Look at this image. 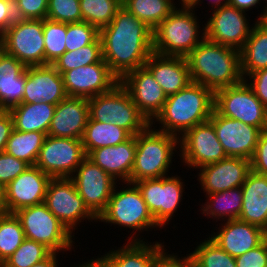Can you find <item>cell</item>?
Here are the masks:
<instances>
[{"instance_id":"1","label":"cell","mask_w":267,"mask_h":267,"mask_svg":"<svg viewBox=\"0 0 267 267\" xmlns=\"http://www.w3.org/2000/svg\"><path fill=\"white\" fill-rule=\"evenodd\" d=\"M102 58L120 80L144 66L153 53V29L121 6L113 20L100 30Z\"/></svg>"},{"instance_id":"2","label":"cell","mask_w":267,"mask_h":267,"mask_svg":"<svg viewBox=\"0 0 267 267\" xmlns=\"http://www.w3.org/2000/svg\"><path fill=\"white\" fill-rule=\"evenodd\" d=\"M186 59L192 82L202 84L213 92L236 85L243 80L240 51L207 38H204Z\"/></svg>"},{"instance_id":"3","label":"cell","mask_w":267,"mask_h":267,"mask_svg":"<svg viewBox=\"0 0 267 267\" xmlns=\"http://www.w3.org/2000/svg\"><path fill=\"white\" fill-rule=\"evenodd\" d=\"M214 110V92L191 82L176 94L168 96L162 111L151 125L159 124L161 132L180 138L187 130L208 121Z\"/></svg>"},{"instance_id":"4","label":"cell","mask_w":267,"mask_h":267,"mask_svg":"<svg viewBox=\"0 0 267 267\" xmlns=\"http://www.w3.org/2000/svg\"><path fill=\"white\" fill-rule=\"evenodd\" d=\"M154 127V128H152ZM149 125L136 135L135 162L130 176V183L143 179L168 176L174 154L179 148V138L175 135L156 130ZM175 151V152H174Z\"/></svg>"},{"instance_id":"5","label":"cell","mask_w":267,"mask_h":267,"mask_svg":"<svg viewBox=\"0 0 267 267\" xmlns=\"http://www.w3.org/2000/svg\"><path fill=\"white\" fill-rule=\"evenodd\" d=\"M124 184H121L120 190L117 188L118 184L115 186L106 209L98 216L97 221L111 224V226L112 224L118 225V228L132 229L134 234L131 233L127 241H144V238L141 239L143 237L140 236L141 232L147 231L148 233L153 228L161 227L149 212L137 185L130 182H124Z\"/></svg>"},{"instance_id":"6","label":"cell","mask_w":267,"mask_h":267,"mask_svg":"<svg viewBox=\"0 0 267 267\" xmlns=\"http://www.w3.org/2000/svg\"><path fill=\"white\" fill-rule=\"evenodd\" d=\"M195 11L192 8L176 7L153 30V52L164 56L186 57L205 38V25L202 24L201 30Z\"/></svg>"},{"instance_id":"7","label":"cell","mask_w":267,"mask_h":267,"mask_svg":"<svg viewBox=\"0 0 267 267\" xmlns=\"http://www.w3.org/2000/svg\"><path fill=\"white\" fill-rule=\"evenodd\" d=\"M88 103L89 117L92 120L114 123L131 136L143 132L151 124L120 82L109 92L88 99Z\"/></svg>"},{"instance_id":"8","label":"cell","mask_w":267,"mask_h":267,"mask_svg":"<svg viewBox=\"0 0 267 267\" xmlns=\"http://www.w3.org/2000/svg\"><path fill=\"white\" fill-rule=\"evenodd\" d=\"M20 220L25 238L44 244L54 253L72 251L74 235L42 203L14 213ZM73 239V240H72Z\"/></svg>"},{"instance_id":"9","label":"cell","mask_w":267,"mask_h":267,"mask_svg":"<svg viewBox=\"0 0 267 267\" xmlns=\"http://www.w3.org/2000/svg\"><path fill=\"white\" fill-rule=\"evenodd\" d=\"M214 109L220 115L258 127L260 130L267 128V108L245 80L215 91Z\"/></svg>"},{"instance_id":"10","label":"cell","mask_w":267,"mask_h":267,"mask_svg":"<svg viewBox=\"0 0 267 267\" xmlns=\"http://www.w3.org/2000/svg\"><path fill=\"white\" fill-rule=\"evenodd\" d=\"M44 204L74 236L73 231L78 230L80 223L85 219L98 222L97 217L88 209L78 194L71 178H51Z\"/></svg>"},{"instance_id":"11","label":"cell","mask_w":267,"mask_h":267,"mask_svg":"<svg viewBox=\"0 0 267 267\" xmlns=\"http://www.w3.org/2000/svg\"><path fill=\"white\" fill-rule=\"evenodd\" d=\"M4 52L26 67L45 65L43 20L16 19L3 33Z\"/></svg>"},{"instance_id":"12","label":"cell","mask_w":267,"mask_h":267,"mask_svg":"<svg viewBox=\"0 0 267 267\" xmlns=\"http://www.w3.org/2000/svg\"><path fill=\"white\" fill-rule=\"evenodd\" d=\"M178 176L143 179L135 182L156 223L162 227L169 224L182 202L185 184Z\"/></svg>"},{"instance_id":"13","label":"cell","mask_w":267,"mask_h":267,"mask_svg":"<svg viewBox=\"0 0 267 267\" xmlns=\"http://www.w3.org/2000/svg\"><path fill=\"white\" fill-rule=\"evenodd\" d=\"M85 158L81 139L47 135L34 166L51 178H70Z\"/></svg>"},{"instance_id":"14","label":"cell","mask_w":267,"mask_h":267,"mask_svg":"<svg viewBox=\"0 0 267 267\" xmlns=\"http://www.w3.org/2000/svg\"><path fill=\"white\" fill-rule=\"evenodd\" d=\"M178 150L183 165L195 170L227 158L209 120L187 130L179 138Z\"/></svg>"},{"instance_id":"15","label":"cell","mask_w":267,"mask_h":267,"mask_svg":"<svg viewBox=\"0 0 267 267\" xmlns=\"http://www.w3.org/2000/svg\"><path fill=\"white\" fill-rule=\"evenodd\" d=\"M246 15V12L229 4L213 9L204 23L205 38L240 51L253 27Z\"/></svg>"},{"instance_id":"16","label":"cell","mask_w":267,"mask_h":267,"mask_svg":"<svg viewBox=\"0 0 267 267\" xmlns=\"http://www.w3.org/2000/svg\"><path fill=\"white\" fill-rule=\"evenodd\" d=\"M70 178L85 205L98 218L106 209L118 181L87 157Z\"/></svg>"},{"instance_id":"17","label":"cell","mask_w":267,"mask_h":267,"mask_svg":"<svg viewBox=\"0 0 267 267\" xmlns=\"http://www.w3.org/2000/svg\"><path fill=\"white\" fill-rule=\"evenodd\" d=\"M209 121L227 157L251 160L258 142L260 129L236 119L227 118L213 110Z\"/></svg>"},{"instance_id":"18","label":"cell","mask_w":267,"mask_h":267,"mask_svg":"<svg viewBox=\"0 0 267 267\" xmlns=\"http://www.w3.org/2000/svg\"><path fill=\"white\" fill-rule=\"evenodd\" d=\"M153 244V245H152ZM163 243L155 241H127L121 248L70 267H155L158 258L166 251Z\"/></svg>"},{"instance_id":"19","label":"cell","mask_w":267,"mask_h":267,"mask_svg":"<svg viewBox=\"0 0 267 267\" xmlns=\"http://www.w3.org/2000/svg\"><path fill=\"white\" fill-rule=\"evenodd\" d=\"M67 96L90 99L109 92L119 79L110 71L103 58L62 74Z\"/></svg>"},{"instance_id":"20","label":"cell","mask_w":267,"mask_h":267,"mask_svg":"<svg viewBox=\"0 0 267 267\" xmlns=\"http://www.w3.org/2000/svg\"><path fill=\"white\" fill-rule=\"evenodd\" d=\"M119 82L147 120L150 123L154 121L162 111L167 96L151 72L142 66L125 74Z\"/></svg>"},{"instance_id":"21","label":"cell","mask_w":267,"mask_h":267,"mask_svg":"<svg viewBox=\"0 0 267 267\" xmlns=\"http://www.w3.org/2000/svg\"><path fill=\"white\" fill-rule=\"evenodd\" d=\"M51 177L36 166H29L5 186V213L44 203Z\"/></svg>"},{"instance_id":"22","label":"cell","mask_w":267,"mask_h":267,"mask_svg":"<svg viewBox=\"0 0 267 267\" xmlns=\"http://www.w3.org/2000/svg\"><path fill=\"white\" fill-rule=\"evenodd\" d=\"M198 181L205 195L240 187L251 171L250 160L227 157L197 170Z\"/></svg>"},{"instance_id":"23","label":"cell","mask_w":267,"mask_h":267,"mask_svg":"<svg viewBox=\"0 0 267 267\" xmlns=\"http://www.w3.org/2000/svg\"><path fill=\"white\" fill-rule=\"evenodd\" d=\"M67 97L62 75L51 65L26 67L22 103L46 102L57 105Z\"/></svg>"},{"instance_id":"24","label":"cell","mask_w":267,"mask_h":267,"mask_svg":"<svg viewBox=\"0 0 267 267\" xmlns=\"http://www.w3.org/2000/svg\"><path fill=\"white\" fill-rule=\"evenodd\" d=\"M219 224L221 227L217 228V232L211 231L209 237L234 258L258 247L267 239L265 230L239 219Z\"/></svg>"},{"instance_id":"25","label":"cell","mask_w":267,"mask_h":267,"mask_svg":"<svg viewBox=\"0 0 267 267\" xmlns=\"http://www.w3.org/2000/svg\"><path fill=\"white\" fill-rule=\"evenodd\" d=\"M88 118V99L67 96L56 105L47 135L82 139Z\"/></svg>"},{"instance_id":"26","label":"cell","mask_w":267,"mask_h":267,"mask_svg":"<svg viewBox=\"0 0 267 267\" xmlns=\"http://www.w3.org/2000/svg\"><path fill=\"white\" fill-rule=\"evenodd\" d=\"M144 66L151 72L167 97L176 94L192 82L186 57L164 56L153 52Z\"/></svg>"},{"instance_id":"27","label":"cell","mask_w":267,"mask_h":267,"mask_svg":"<svg viewBox=\"0 0 267 267\" xmlns=\"http://www.w3.org/2000/svg\"><path fill=\"white\" fill-rule=\"evenodd\" d=\"M136 136L123 143L92 150L86 157L116 181L129 182L135 162ZM118 179V180H117Z\"/></svg>"},{"instance_id":"28","label":"cell","mask_w":267,"mask_h":267,"mask_svg":"<svg viewBox=\"0 0 267 267\" xmlns=\"http://www.w3.org/2000/svg\"><path fill=\"white\" fill-rule=\"evenodd\" d=\"M242 188V208L239 220L267 230V176L252 170Z\"/></svg>"},{"instance_id":"29","label":"cell","mask_w":267,"mask_h":267,"mask_svg":"<svg viewBox=\"0 0 267 267\" xmlns=\"http://www.w3.org/2000/svg\"><path fill=\"white\" fill-rule=\"evenodd\" d=\"M26 66L14 56L0 55V105L8 111L23 101Z\"/></svg>"},{"instance_id":"30","label":"cell","mask_w":267,"mask_h":267,"mask_svg":"<svg viewBox=\"0 0 267 267\" xmlns=\"http://www.w3.org/2000/svg\"><path fill=\"white\" fill-rule=\"evenodd\" d=\"M56 105L46 102L21 103L8 110L15 130L29 132L38 131L46 135L54 116Z\"/></svg>"},{"instance_id":"31","label":"cell","mask_w":267,"mask_h":267,"mask_svg":"<svg viewBox=\"0 0 267 267\" xmlns=\"http://www.w3.org/2000/svg\"><path fill=\"white\" fill-rule=\"evenodd\" d=\"M267 68V27L255 21L250 35L240 50V70L243 80L258 70Z\"/></svg>"},{"instance_id":"32","label":"cell","mask_w":267,"mask_h":267,"mask_svg":"<svg viewBox=\"0 0 267 267\" xmlns=\"http://www.w3.org/2000/svg\"><path fill=\"white\" fill-rule=\"evenodd\" d=\"M207 200L202 205L201 214L219 221L238 219L242 208V188L236 187L222 192L205 195Z\"/></svg>"},{"instance_id":"33","label":"cell","mask_w":267,"mask_h":267,"mask_svg":"<svg viewBox=\"0 0 267 267\" xmlns=\"http://www.w3.org/2000/svg\"><path fill=\"white\" fill-rule=\"evenodd\" d=\"M130 137L125 129L114 123H103L89 117L81 140L87 156L92 150L123 143Z\"/></svg>"},{"instance_id":"34","label":"cell","mask_w":267,"mask_h":267,"mask_svg":"<svg viewBox=\"0 0 267 267\" xmlns=\"http://www.w3.org/2000/svg\"><path fill=\"white\" fill-rule=\"evenodd\" d=\"M46 136L43 132L14 129L7 141L5 152L34 166Z\"/></svg>"},{"instance_id":"35","label":"cell","mask_w":267,"mask_h":267,"mask_svg":"<svg viewBox=\"0 0 267 267\" xmlns=\"http://www.w3.org/2000/svg\"><path fill=\"white\" fill-rule=\"evenodd\" d=\"M175 0H124V6L138 20L155 29L176 8Z\"/></svg>"},{"instance_id":"36","label":"cell","mask_w":267,"mask_h":267,"mask_svg":"<svg viewBox=\"0 0 267 267\" xmlns=\"http://www.w3.org/2000/svg\"><path fill=\"white\" fill-rule=\"evenodd\" d=\"M200 241L192 253L187 254L193 267H236L235 258L221 249L210 237Z\"/></svg>"},{"instance_id":"37","label":"cell","mask_w":267,"mask_h":267,"mask_svg":"<svg viewBox=\"0 0 267 267\" xmlns=\"http://www.w3.org/2000/svg\"><path fill=\"white\" fill-rule=\"evenodd\" d=\"M102 59V42L100 36L91 44L75 51H66L52 66L62 75L64 72L98 63Z\"/></svg>"},{"instance_id":"38","label":"cell","mask_w":267,"mask_h":267,"mask_svg":"<svg viewBox=\"0 0 267 267\" xmlns=\"http://www.w3.org/2000/svg\"><path fill=\"white\" fill-rule=\"evenodd\" d=\"M121 6V0H80L82 20L99 31L113 20Z\"/></svg>"},{"instance_id":"39","label":"cell","mask_w":267,"mask_h":267,"mask_svg":"<svg viewBox=\"0 0 267 267\" xmlns=\"http://www.w3.org/2000/svg\"><path fill=\"white\" fill-rule=\"evenodd\" d=\"M25 234L20 220L13 213L0 216V265L22 244Z\"/></svg>"},{"instance_id":"40","label":"cell","mask_w":267,"mask_h":267,"mask_svg":"<svg viewBox=\"0 0 267 267\" xmlns=\"http://www.w3.org/2000/svg\"><path fill=\"white\" fill-rule=\"evenodd\" d=\"M67 23L43 20L45 65L53 64L66 52Z\"/></svg>"},{"instance_id":"41","label":"cell","mask_w":267,"mask_h":267,"mask_svg":"<svg viewBox=\"0 0 267 267\" xmlns=\"http://www.w3.org/2000/svg\"><path fill=\"white\" fill-rule=\"evenodd\" d=\"M52 251L44 244L25 238L16 251L9 256L1 267H31L45 260Z\"/></svg>"},{"instance_id":"42","label":"cell","mask_w":267,"mask_h":267,"mask_svg":"<svg viewBox=\"0 0 267 267\" xmlns=\"http://www.w3.org/2000/svg\"><path fill=\"white\" fill-rule=\"evenodd\" d=\"M66 35V51H75L93 43L100 36V31L88 22L82 21L68 23Z\"/></svg>"},{"instance_id":"43","label":"cell","mask_w":267,"mask_h":267,"mask_svg":"<svg viewBox=\"0 0 267 267\" xmlns=\"http://www.w3.org/2000/svg\"><path fill=\"white\" fill-rule=\"evenodd\" d=\"M46 18L67 24L82 22L80 0H48Z\"/></svg>"},{"instance_id":"44","label":"cell","mask_w":267,"mask_h":267,"mask_svg":"<svg viewBox=\"0 0 267 267\" xmlns=\"http://www.w3.org/2000/svg\"><path fill=\"white\" fill-rule=\"evenodd\" d=\"M13 5L16 19H46L48 0H13Z\"/></svg>"},{"instance_id":"45","label":"cell","mask_w":267,"mask_h":267,"mask_svg":"<svg viewBox=\"0 0 267 267\" xmlns=\"http://www.w3.org/2000/svg\"><path fill=\"white\" fill-rule=\"evenodd\" d=\"M30 165L24 160L8 153H0V183L7 186L13 179L23 173Z\"/></svg>"},{"instance_id":"46","label":"cell","mask_w":267,"mask_h":267,"mask_svg":"<svg viewBox=\"0 0 267 267\" xmlns=\"http://www.w3.org/2000/svg\"><path fill=\"white\" fill-rule=\"evenodd\" d=\"M250 165L253 172L267 176V128L260 131Z\"/></svg>"},{"instance_id":"47","label":"cell","mask_w":267,"mask_h":267,"mask_svg":"<svg viewBox=\"0 0 267 267\" xmlns=\"http://www.w3.org/2000/svg\"><path fill=\"white\" fill-rule=\"evenodd\" d=\"M236 267H267V239L258 247L235 258Z\"/></svg>"},{"instance_id":"48","label":"cell","mask_w":267,"mask_h":267,"mask_svg":"<svg viewBox=\"0 0 267 267\" xmlns=\"http://www.w3.org/2000/svg\"><path fill=\"white\" fill-rule=\"evenodd\" d=\"M244 80L251 87L256 97L267 108V68L248 75Z\"/></svg>"},{"instance_id":"49","label":"cell","mask_w":267,"mask_h":267,"mask_svg":"<svg viewBox=\"0 0 267 267\" xmlns=\"http://www.w3.org/2000/svg\"><path fill=\"white\" fill-rule=\"evenodd\" d=\"M155 267H193L190 257L186 254L181 258L174 254H168L167 250L158 258Z\"/></svg>"},{"instance_id":"50","label":"cell","mask_w":267,"mask_h":267,"mask_svg":"<svg viewBox=\"0 0 267 267\" xmlns=\"http://www.w3.org/2000/svg\"><path fill=\"white\" fill-rule=\"evenodd\" d=\"M15 20L13 0H0V33H4Z\"/></svg>"},{"instance_id":"51","label":"cell","mask_w":267,"mask_h":267,"mask_svg":"<svg viewBox=\"0 0 267 267\" xmlns=\"http://www.w3.org/2000/svg\"><path fill=\"white\" fill-rule=\"evenodd\" d=\"M13 130L11 114L5 110L0 114V153L5 151L7 141Z\"/></svg>"},{"instance_id":"52","label":"cell","mask_w":267,"mask_h":267,"mask_svg":"<svg viewBox=\"0 0 267 267\" xmlns=\"http://www.w3.org/2000/svg\"><path fill=\"white\" fill-rule=\"evenodd\" d=\"M261 0H229L228 4L240 9L244 12H248L250 9L256 7L259 8Z\"/></svg>"},{"instance_id":"53","label":"cell","mask_w":267,"mask_h":267,"mask_svg":"<svg viewBox=\"0 0 267 267\" xmlns=\"http://www.w3.org/2000/svg\"><path fill=\"white\" fill-rule=\"evenodd\" d=\"M58 253L52 252L45 260L36 263L31 267H59L58 263Z\"/></svg>"},{"instance_id":"54","label":"cell","mask_w":267,"mask_h":267,"mask_svg":"<svg viewBox=\"0 0 267 267\" xmlns=\"http://www.w3.org/2000/svg\"><path fill=\"white\" fill-rule=\"evenodd\" d=\"M204 1V0H202ZM201 0H199L193 7L192 9H196L198 8L197 6L199 5V8H200V4H202ZM228 1L229 0H209V3L207 5L210 6V2H211V10L215 9V8H219V7H222V6H225V5H228Z\"/></svg>"},{"instance_id":"55","label":"cell","mask_w":267,"mask_h":267,"mask_svg":"<svg viewBox=\"0 0 267 267\" xmlns=\"http://www.w3.org/2000/svg\"><path fill=\"white\" fill-rule=\"evenodd\" d=\"M5 204V186L0 183V212H4Z\"/></svg>"},{"instance_id":"56","label":"cell","mask_w":267,"mask_h":267,"mask_svg":"<svg viewBox=\"0 0 267 267\" xmlns=\"http://www.w3.org/2000/svg\"><path fill=\"white\" fill-rule=\"evenodd\" d=\"M180 3L178 6L179 7H185V8H192L199 0H178Z\"/></svg>"},{"instance_id":"57","label":"cell","mask_w":267,"mask_h":267,"mask_svg":"<svg viewBox=\"0 0 267 267\" xmlns=\"http://www.w3.org/2000/svg\"><path fill=\"white\" fill-rule=\"evenodd\" d=\"M263 0H261V2H262ZM265 1V4L267 5V0H264ZM264 7H265V9H264ZM263 7V10H262V12H261V14H260V16H259V13H258V17H257V19H256V21H261V19L263 18V16H264V14L265 13H267V6H264Z\"/></svg>"},{"instance_id":"58","label":"cell","mask_w":267,"mask_h":267,"mask_svg":"<svg viewBox=\"0 0 267 267\" xmlns=\"http://www.w3.org/2000/svg\"><path fill=\"white\" fill-rule=\"evenodd\" d=\"M4 52L3 33H0V55Z\"/></svg>"},{"instance_id":"59","label":"cell","mask_w":267,"mask_h":267,"mask_svg":"<svg viewBox=\"0 0 267 267\" xmlns=\"http://www.w3.org/2000/svg\"><path fill=\"white\" fill-rule=\"evenodd\" d=\"M261 21L265 24V26L267 27V13L264 14L263 18L261 19Z\"/></svg>"},{"instance_id":"60","label":"cell","mask_w":267,"mask_h":267,"mask_svg":"<svg viewBox=\"0 0 267 267\" xmlns=\"http://www.w3.org/2000/svg\"><path fill=\"white\" fill-rule=\"evenodd\" d=\"M5 110L0 105V114H2Z\"/></svg>"}]
</instances>
